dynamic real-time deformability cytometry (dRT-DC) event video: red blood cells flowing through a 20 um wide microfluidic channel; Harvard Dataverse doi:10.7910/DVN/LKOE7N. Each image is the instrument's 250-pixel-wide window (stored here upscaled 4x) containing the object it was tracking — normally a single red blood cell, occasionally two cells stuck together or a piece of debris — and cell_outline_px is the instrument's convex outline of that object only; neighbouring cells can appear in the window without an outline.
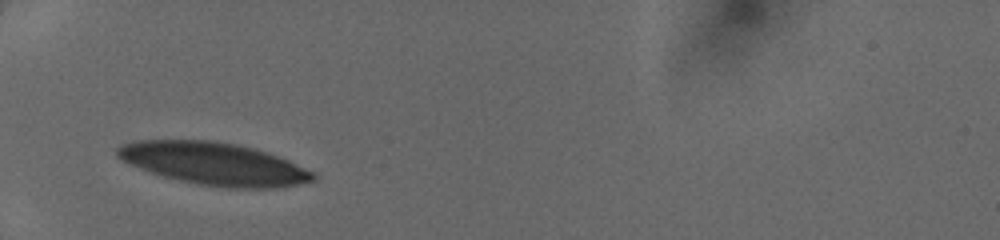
{"species": "human", "species_latin": "Homo sapiens", "temperature_condition": "cold", "stored_images_in_passage": 26, "camera_frame_rate_fps": 3000, "um_per_image_px": 0.085, "donor": {"sex": "female"}, "frame": {"image": 1, "passage_image": 1, "time_ms": 0.0, "image_size_px": [1000, 240], "cell_outline_px": [[316, 176], [312, 180], [280, 188], [224, 188], [196, 184], [164, 176], [128, 164], [120, 160], [116, 156], [116, 148], [120, 144], [136, 140], [216, 140], [236, 144], [268, 152], [288, 160], [312, 172]], "centroid_in_image_um": [18.13, 13.91], "position_along_channel_um": 66.9, "area_um2": 48.49}}
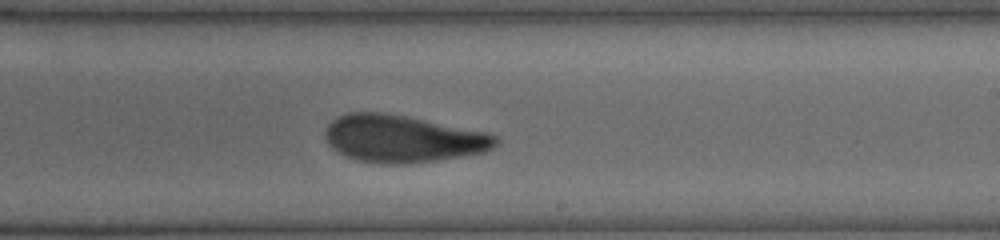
{"frame": {"image": 2, "passage_image": 15, "time_ms": 4.667, "image_size_px": [1000, 240], "cell_outline_px": [[500, 140], [492, 148], [484, 152], [464, 156], [408, 164], [384, 164], [356, 160], [344, 156], [336, 152], [328, 144], [328, 124], [332, 120], [348, 112], [380, 112], [404, 116], [484, 132], [500, 136]], "centroid_in_image_um": [34.23, 11.81], "position_along_channel_um": 254.8, "area_um2": 46.59}}
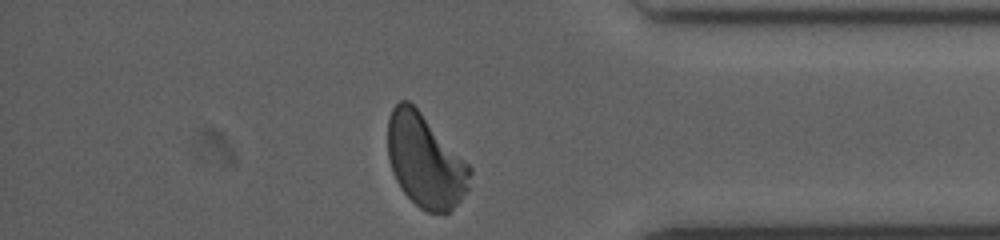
{"frame": {"image": 3, "passage_image": 26, "time_ms": 8.333, "image_size_px": [1000, 240], "cell_outline_px": [[472, 172], [468, 192], [448, 212], [428, 212], [420, 208], [400, 188], [392, 172], [388, 156], [388, 116], [392, 108], [400, 100], [408, 100], [420, 112], [472, 168]], "centroid_in_image_um": [36.13, 13.69], "position_along_channel_um": 399.1, "area_um2": 44.16}}